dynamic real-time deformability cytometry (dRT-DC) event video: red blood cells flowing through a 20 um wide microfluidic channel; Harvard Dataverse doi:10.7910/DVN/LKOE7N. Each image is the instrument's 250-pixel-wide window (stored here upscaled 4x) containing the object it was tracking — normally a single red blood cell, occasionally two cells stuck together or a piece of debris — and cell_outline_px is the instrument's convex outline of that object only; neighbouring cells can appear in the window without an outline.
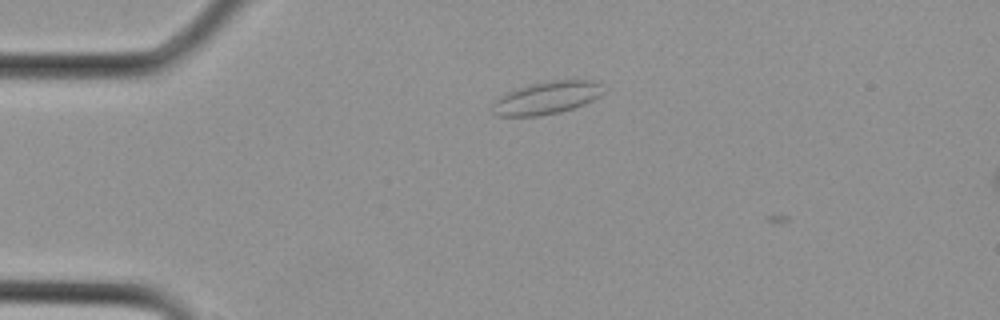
{"species": "Egyptian fruit bat (a non-hibernating species)", "species_latin": "Rousettus aegyptiacus", "temperature_condition": "cold", "stored_images_in_passage": 3, "camera_frame_rate_fps": 3000, "um_per_image_px": 0.085, "animal": {"sex": "female"}, "frame": {"image": 1, "passage_image": 2, "time_ms": 0.333, "image_size_px": [1000, 320], "cell_outline_px": [[604, 92], [600, 96], [584, 104], [560, 112], [540, 116], [496, 116], [492, 112], [492, 100], [508, 92], [532, 84], [552, 80], [592, 80], [600, 84]], "centroid_in_image_um": [46.44, 8.33], "position_along_channel_um": 38.6, "area_um2": 21.04}}